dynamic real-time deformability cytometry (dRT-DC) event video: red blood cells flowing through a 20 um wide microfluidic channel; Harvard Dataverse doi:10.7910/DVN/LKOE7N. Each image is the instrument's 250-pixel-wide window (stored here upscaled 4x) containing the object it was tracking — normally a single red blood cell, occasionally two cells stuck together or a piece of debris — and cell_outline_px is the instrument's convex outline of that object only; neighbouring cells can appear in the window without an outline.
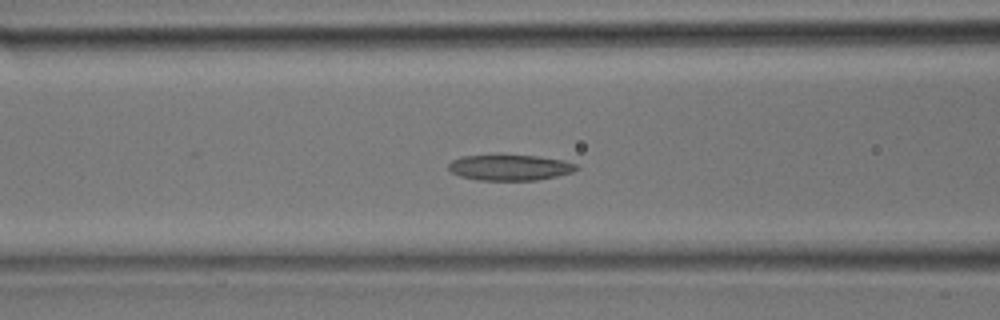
{"species": "common noctule bat (a hibernating species)", "species_latin": "Nyctalus noctula", "temperature_condition": "room temperature", "stored_images_in_passage": 30, "camera_frame_rate_fps": 3000, "um_per_image_px": 0.085, "animal": {"sex": "male", "body_mass_g": 17.9}, "frame": {"image": 1, "passage_image": 12, "time_ms": 3.667, "image_size_px": [1000, 320], "cell_outline_px": [[580, 168], [572, 172], [556, 176], [536, 180], [476, 180], [460, 176], [452, 172], [448, 168], [448, 164], [452, 160], [460, 156], [496, 152], [536, 156], [564, 160], [576, 164]], "centroid_in_image_um": [43.28, 14.19], "position_along_channel_um": 123.3, "area_um2": 20.06}}
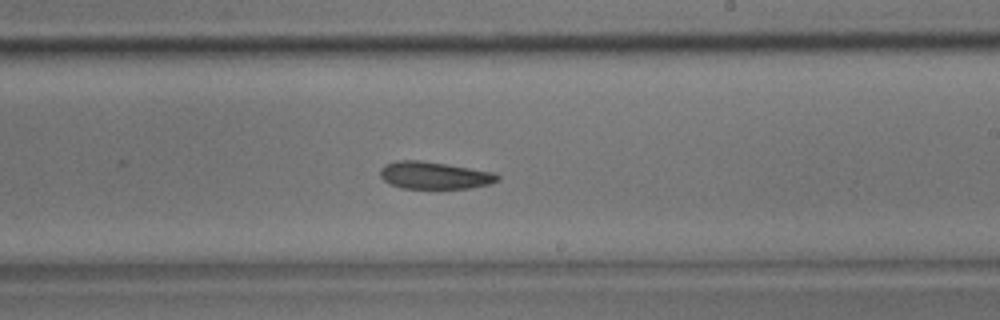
{"frame": {"image": 2, "passage_image": 18, "time_ms": 5.667, "image_size_px": [1000, 320], "cell_outline_px": [[500, 180], [488, 184], [468, 188], [400, 188], [388, 184], [380, 176], [380, 168], [384, 164], [396, 160], [420, 160], [492, 172], [500, 176]], "centroid_in_image_um": [36.85, 14.9], "position_along_channel_um": 252.1, "area_um2": 18.55}}
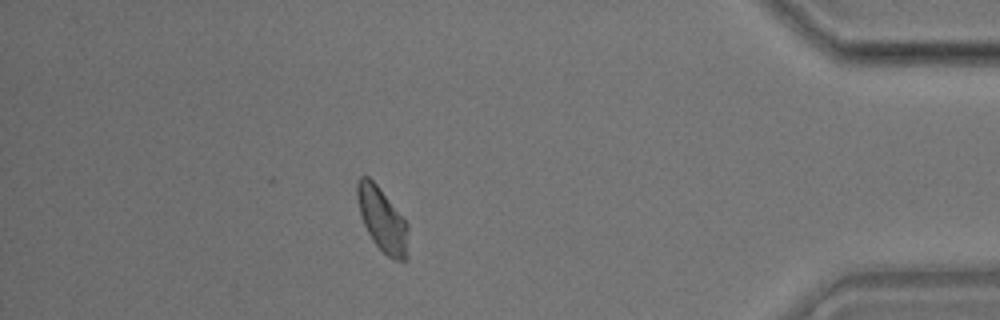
{"frame": {"image": 3, "passage_image": 27, "time_ms": 8.667, "image_size_px": [1000, 320], "cell_outline_px": [[408, 260], [392, 260], [372, 240], [360, 216], [356, 200], [356, 184], [360, 176], [368, 176], [376, 184], [408, 224]], "centroid_in_image_um": [32.48, 18.68], "position_along_channel_um": 402.7, "area_um2": 19.02}}